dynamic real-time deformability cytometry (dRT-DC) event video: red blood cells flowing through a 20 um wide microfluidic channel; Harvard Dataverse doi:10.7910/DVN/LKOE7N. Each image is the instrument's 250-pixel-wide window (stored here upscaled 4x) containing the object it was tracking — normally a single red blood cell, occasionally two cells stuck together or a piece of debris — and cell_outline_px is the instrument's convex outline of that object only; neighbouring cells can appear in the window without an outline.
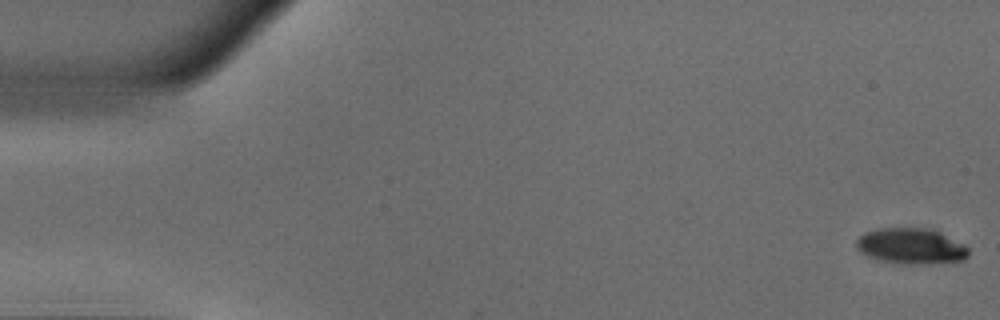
{"species": "common noctule bat (a hibernating species)", "species_latin": "Nyctalus noctula", "temperature_condition": "warm", "stored_images_in_passage": 51, "camera_frame_rate_fps": 3000, "um_per_image_px": 0.085, "animal": {"sex": "male", "body_mass_g": 18.8}, "frame": {"image": 1, "passage_image": 1, "time_ms": 0.0, "image_size_px": [1000, 320], "cell_outline_px": [[968, 256], [964, 260], [916, 264], [904, 264], [880, 260], [868, 256], [860, 252], [856, 248], [856, 240], [864, 232], [880, 228], [928, 228], [940, 232], [964, 244], [968, 248]], "centroid_in_image_um": [77.42, 20.91], "position_along_channel_um": 7.6, "area_um2": 23.29}}
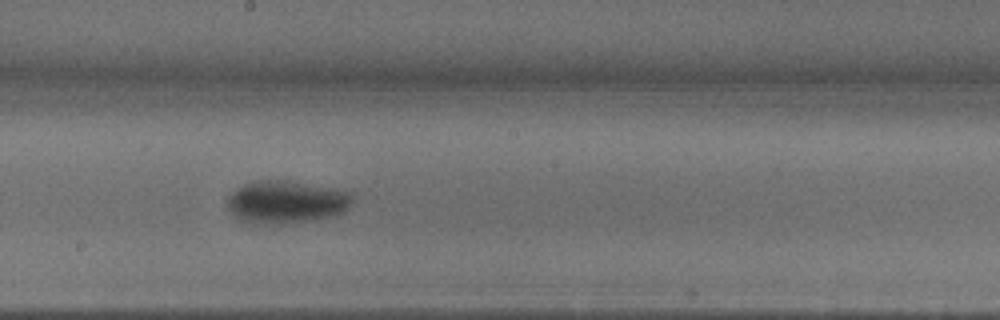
{"frame": {"image": 2, "passage_image": 28, "time_ms": 9.0, "image_size_px": [1000, 320], "cell_outline_px": [[352, 200], [348, 208], [344, 212], [332, 216], [288, 224], [256, 224], [240, 220], [228, 208], [228, 196], [232, 192], [244, 184], [256, 180], [288, 180], [348, 192], [352, 196]], "centroid_in_image_um": [24.3, 17.18], "position_along_channel_um": 223.9, "area_um2": 30.92}}
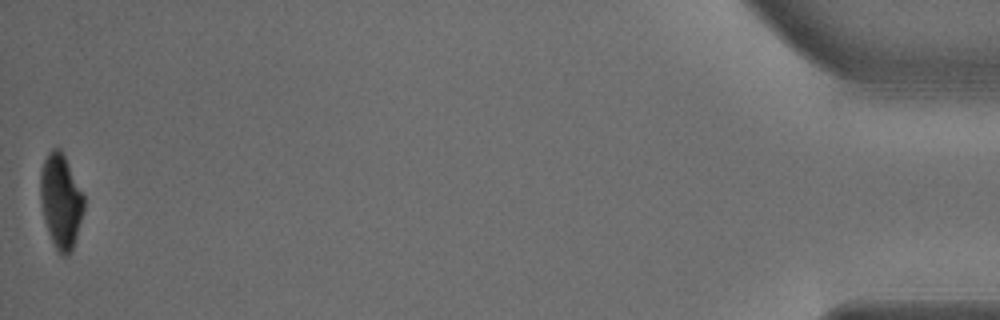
{"frame": {"image": 3, "passage_image": 51, "time_ms": 16.667, "image_size_px": [1000, 320], "cell_outline_px": [[84, 208], [72, 248], [68, 256], [60, 256], [48, 232], [44, 220], [40, 200], [40, 172], [44, 160], [48, 152], [52, 148], [60, 148], [84, 196]], "centroid_in_image_um": [5.14, 17.09], "position_along_channel_um": 430.1, "area_um2": 23.58}, "authors_computed_cell_mechanics": {"area_um2": 28.1486, "velocity_mm_per_s": 3.9449, "shape_relaxation_time_tau1_ms": 2.9524, "shape_relaxation_time_tau2_ms": null, "deformation_change_tau1": 0.1594, "deformation_change_tau2": null}}